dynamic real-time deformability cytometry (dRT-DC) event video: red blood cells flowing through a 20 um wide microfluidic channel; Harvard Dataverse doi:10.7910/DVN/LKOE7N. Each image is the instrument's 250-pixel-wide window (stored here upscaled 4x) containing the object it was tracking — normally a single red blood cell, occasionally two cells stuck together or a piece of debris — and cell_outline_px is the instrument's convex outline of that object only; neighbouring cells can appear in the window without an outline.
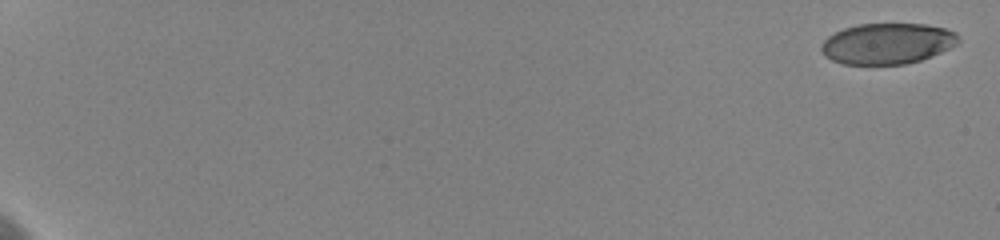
{"species": "human", "species_latin": "Homo sapiens", "temperature_condition": "cold", "stored_images_in_passage": 29, "camera_frame_rate_fps": 3000, "um_per_image_px": 0.085, "donor": {"sex": "female"}, "frame": {"image": 1, "passage_image": 1, "time_ms": 0.0, "image_size_px": [1000, 240], "cell_outline_px": [[960, 40], [956, 44], [940, 52], [920, 60], [904, 64], [844, 64], [832, 60], [824, 56], [820, 48], [820, 44], [828, 36], [844, 28], [860, 24], [924, 24], [944, 28], [956, 32]], "centroid_in_image_um": [75.39, 3.7], "position_along_channel_um": 9.6, "area_um2": 32.48}}
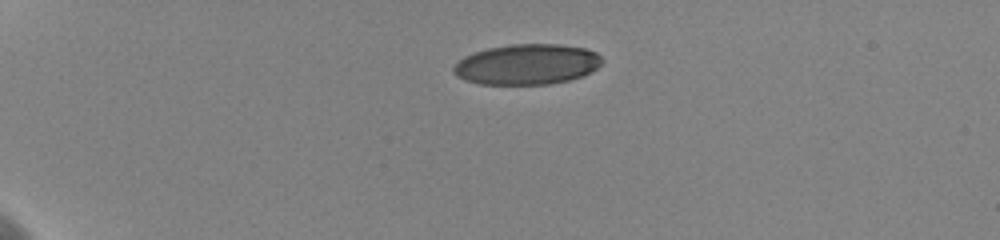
{"frame": {"image": 2, "passage_image": 10, "time_ms": 5.0, "image_size_px": [1000, 240], "cell_outline_px": [[600, 64], [596, 68], [580, 76], [568, 80], [548, 84], [480, 84], [464, 80], [456, 76], [452, 72], [452, 68], [464, 56], [488, 48], [512, 44], [560, 44], [584, 48], [596, 52], [600, 56]], "centroid_in_image_um": [44.75, 5.47], "position_along_channel_um": 40.3, "area_um2": 34.74}}
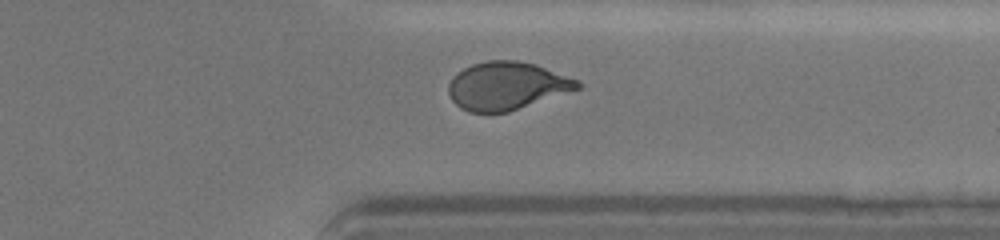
{"frame": {"image": 3, "passage_image": 26, "time_ms": 16.0, "image_size_px": [1000, 240], "cell_outline_px": [[584, 84], [580, 88], [508, 112], [468, 112], [460, 108], [452, 100], [448, 92], [448, 84], [452, 76], [464, 68], [472, 64], [488, 60], [516, 60], [536, 64], [580, 80]], "centroid_in_image_um": [43.07, 7.29], "position_along_channel_um": 368.3, "area_um2": 36.13}, "authors_computed_cell_mechanics": {"area_um2": 35.7204, "velocity_mm_per_s": 3.596, "shape_relaxation_time_tau1_ms": 5.1151, "shape_relaxation_time_tau2_ms": null, "deformation_change_tau1": 0.1446, "deformation_change_tau2": null}}